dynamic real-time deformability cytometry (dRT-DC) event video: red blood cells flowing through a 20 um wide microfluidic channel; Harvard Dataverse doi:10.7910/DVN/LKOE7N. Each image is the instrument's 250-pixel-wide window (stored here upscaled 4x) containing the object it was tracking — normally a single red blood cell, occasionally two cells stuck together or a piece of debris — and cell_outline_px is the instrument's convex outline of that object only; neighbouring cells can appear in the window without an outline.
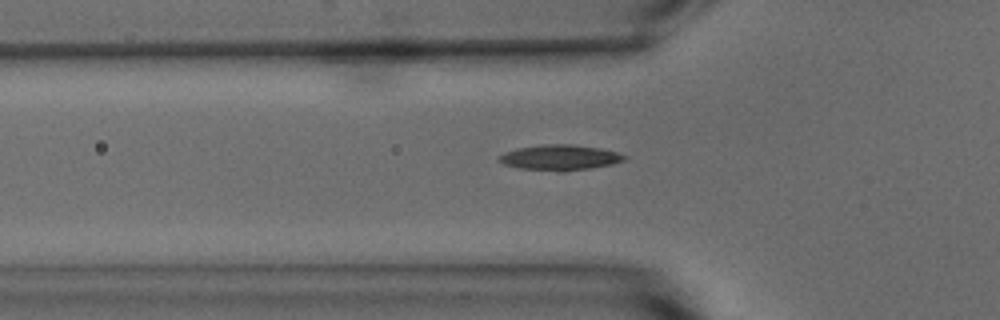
{"species": "common noctule bat (a hibernating species)", "species_latin": "Nyctalus noctula", "temperature_condition": "warm", "stored_images_in_passage": 39, "camera_frame_rate_fps": 3000, "um_per_image_px": 0.085, "animal": {"sex": "male", "body_mass_g": 15.6}, "frame": {"image": 1, "passage_image": 5, "time_ms": 1.333, "image_size_px": [1000, 320], "cell_outline_px": [[628, 156], [624, 160], [612, 164], [564, 172], [560, 172], [520, 168], [504, 164], [496, 160], [496, 156], [504, 152], [516, 148], [540, 144], [572, 144], [600, 148], [616, 152]], "centroid_in_image_um": [47.53, 13.38], "position_along_channel_um": 78.3, "area_um2": 18.79}}
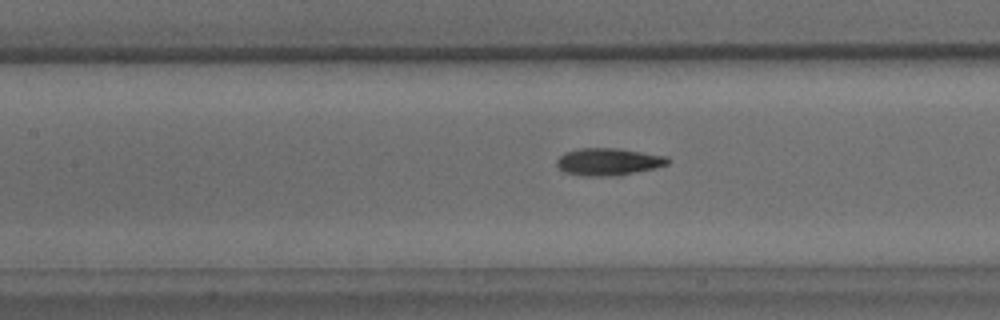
{"frame": {"image": 2, "passage_image": 11, "time_ms": 3.333, "image_size_px": [1000, 320], "cell_outline_px": [[672, 160], [668, 164], [620, 176], [580, 176], [564, 172], [556, 164], [556, 160], [564, 152], [580, 148], [616, 148], [668, 156]], "centroid_in_image_um": [51.7, 13.75], "position_along_channel_um": 155.7, "area_um2": 17.8}}
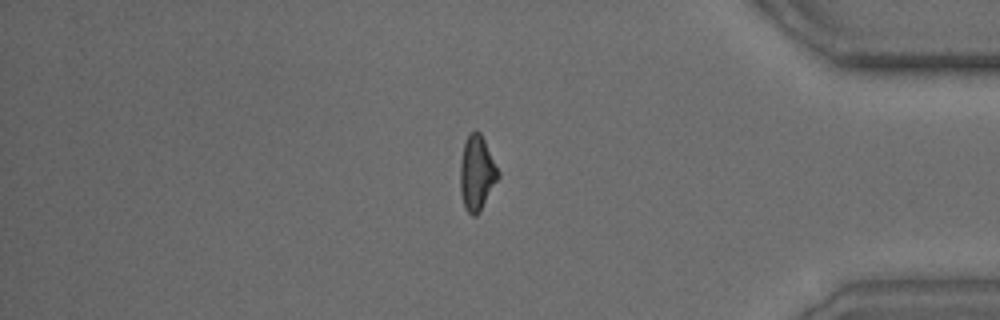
{"frame": {"image": 3, "passage_image": 32, "time_ms": 10.333, "image_size_px": [1000, 320], "cell_outline_px": [[500, 176], [480, 212], [476, 216], [472, 216], [464, 208], [460, 192], [460, 160], [464, 140], [468, 132], [476, 128], [480, 132], [500, 172]], "centroid_in_image_um": [40.51, 14.68], "position_along_channel_um": 394.7, "area_um2": 16.99}, "authors_computed_cell_mechanics": {"area_um2": 16.9932, "velocity_mm_per_s": 3.8267, "shape_relaxation_time_tau1_ms": 10.866, "shape_relaxation_time_tau2_ms": 2.3798, "deformation_change_tau1": 0.2655, "deformation_change_tau2": 0.1186}}